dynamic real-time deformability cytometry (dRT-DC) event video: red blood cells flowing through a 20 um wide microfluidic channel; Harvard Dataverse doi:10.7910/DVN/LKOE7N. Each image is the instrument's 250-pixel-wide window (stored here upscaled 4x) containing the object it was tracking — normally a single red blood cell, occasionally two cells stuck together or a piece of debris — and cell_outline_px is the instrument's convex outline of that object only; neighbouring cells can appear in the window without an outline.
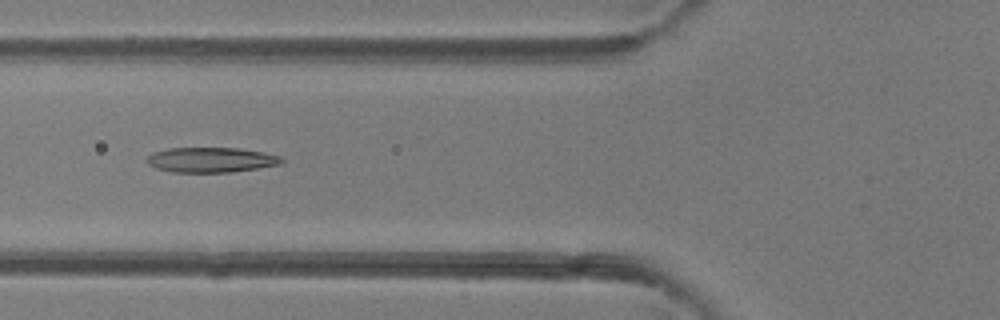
{"species": "common noctule bat (a hibernating species)", "species_latin": "Nyctalus noctula", "temperature_condition": "room temperature", "stored_images_in_passage": 6, "camera_frame_rate_fps": 3000, "um_per_image_px": 0.085, "animal": {"sex": "female"}, "frame": {"image": 1, "passage_image": 6, "time_ms": 1.667, "image_size_px": [1000, 320], "cell_outline_px": [[284, 160], [280, 164], [260, 168], [232, 172], [172, 172], [156, 168], [148, 164], [144, 160], [152, 152], [168, 148], [236, 148], [264, 152], [280, 156]], "centroid_in_image_um": [17.92, 13.59], "position_along_channel_um": 107.9, "area_um2": 19.77}}